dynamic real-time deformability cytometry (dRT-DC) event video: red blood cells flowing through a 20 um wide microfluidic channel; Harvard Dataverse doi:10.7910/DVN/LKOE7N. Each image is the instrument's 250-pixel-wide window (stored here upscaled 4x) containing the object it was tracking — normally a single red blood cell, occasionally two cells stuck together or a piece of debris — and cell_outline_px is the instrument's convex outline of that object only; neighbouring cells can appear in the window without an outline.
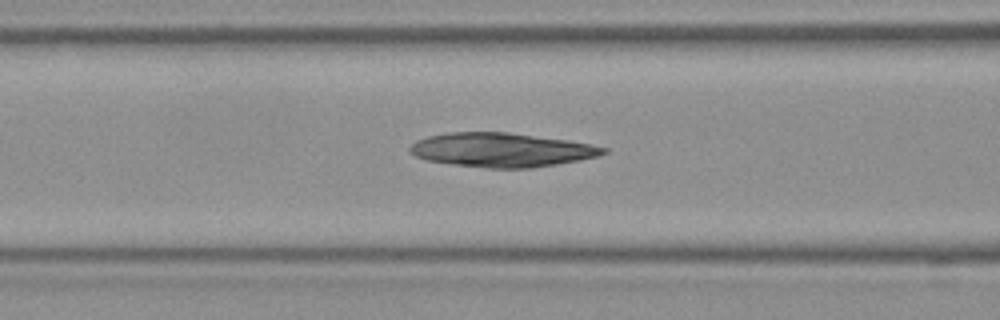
{"species": "Egyptian fruit bat (a non-hibernating species)", "species_latin": "Rousettus aegyptiacus", "temperature_condition": "room temperature", "stored_images_in_passage": 35, "camera_frame_rate_fps": 3000, "um_per_image_px": 0.085, "frame": {"image": 1, "passage_image": 5, "time_ms": 1.333, "image_size_px": [1000, 320], "cell_outline_px": [[608, 152], [600, 156], [580, 160], [532, 168], [488, 168], [456, 164], [428, 160], [416, 156], [408, 152], [408, 148], [416, 140], [428, 136], [448, 132], [508, 132], [568, 140], [608, 148]], "centroid_in_image_um": [42.64, 12.74], "position_along_channel_um": 124.0, "area_um2": 38.32}}
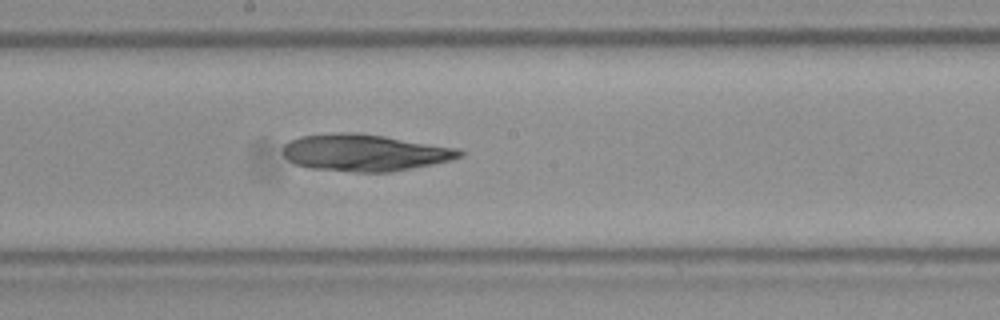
{"frame": {"image": 2, "passage_image": 12, "time_ms": 3.667, "image_size_px": [1000, 320], "cell_outline_px": [[464, 156], [452, 160], [392, 172], [356, 172], [312, 168], [296, 164], [288, 160], [284, 156], [284, 144], [288, 140], [300, 136], [336, 132], [356, 132], [384, 136], [460, 148], [464, 152]], "centroid_in_image_um": [31.03, 12.97], "position_along_channel_um": 217.2, "area_um2": 38.15}}
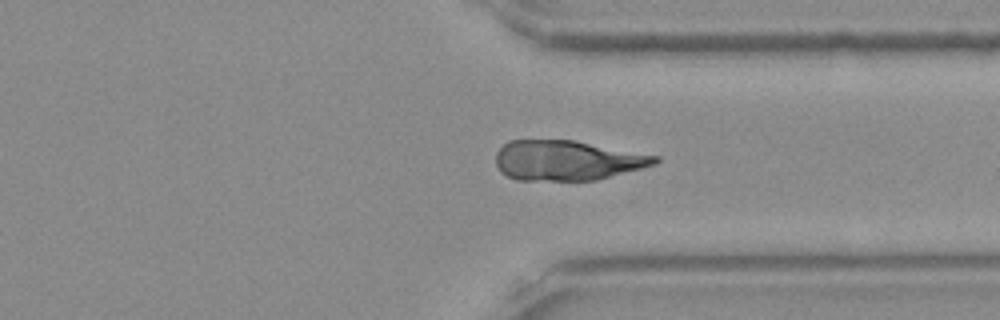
{"frame": {"image": 3, "passage_image": 23, "time_ms": 7.333, "image_size_px": [1000, 320], "cell_outline_px": [[660, 160], [656, 164], [596, 180], [516, 180], [500, 172], [496, 164], [496, 152], [508, 140], [572, 140], [660, 156]], "centroid_in_image_um": [48.19, 13.63], "position_along_channel_um": 363.2, "area_um2": 36.99}}